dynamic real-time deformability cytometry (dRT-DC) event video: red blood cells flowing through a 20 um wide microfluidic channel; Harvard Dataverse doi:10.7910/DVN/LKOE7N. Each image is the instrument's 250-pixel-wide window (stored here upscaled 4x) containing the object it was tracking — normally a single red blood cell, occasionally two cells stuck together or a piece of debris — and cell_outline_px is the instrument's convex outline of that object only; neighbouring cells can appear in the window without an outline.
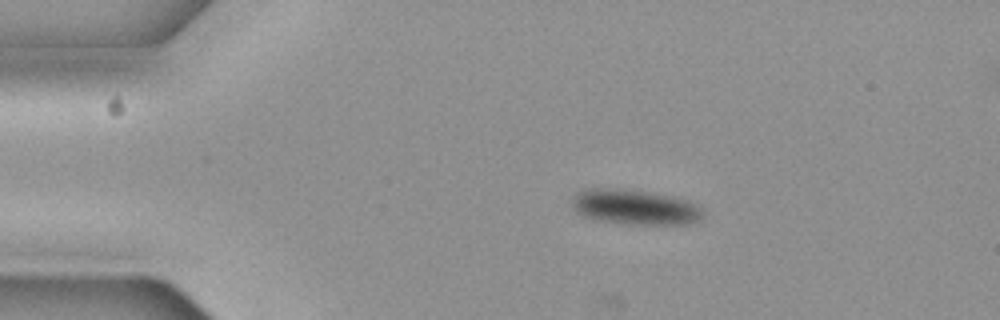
{"species": "common noctule bat (a hibernating species)", "species_latin": "Nyctalus noctula", "temperature_condition": "cold", "stored_images_in_passage": 8, "camera_frame_rate_fps": 3000, "um_per_image_px": 0.085, "animal": {"sex": "female", "body_mass_g": 19.3, "forearm_length_mm": 54.1}, "frame": {"image": 1, "passage_image": 1, "time_ms": 0.0, "image_size_px": [1000, 320], "cell_outline_px": [[704, 216], [700, 220], [688, 224], [624, 224], [596, 220], [584, 216], [576, 212], [572, 204], [572, 200], [576, 192], [592, 188], [612, 188], [676, 196], [692, 200], [704, 208]], "centroid_in_image_um": [54.04, 17.61], "position_along_channel_um": 31.0, "area_um2": 27.17}}